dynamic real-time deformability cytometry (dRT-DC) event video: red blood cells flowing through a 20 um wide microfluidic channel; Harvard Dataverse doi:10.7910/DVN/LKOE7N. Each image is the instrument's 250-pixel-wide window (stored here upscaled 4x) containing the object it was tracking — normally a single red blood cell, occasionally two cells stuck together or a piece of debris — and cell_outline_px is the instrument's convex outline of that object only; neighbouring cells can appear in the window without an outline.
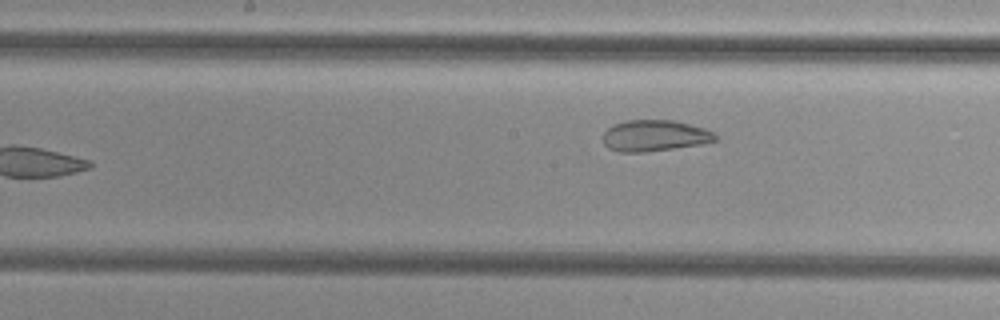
{"species": "common noctule bat (a hibernating species)", "species_latin": "Nyctalus noctula", "temperature_condition": "cold", "stored_images_in_passage": 8, "camera_frame_rate_fps": 3000, "um_per_image_px": 0.085, "animal": {"sex": "female", "body_mass_g": 29.2, "forearm_length_mm": 56.3}, "frame": {"image": 1, "passage_image": 8, "time_ms": 10.333, "image_size_px": [1000, 320], "cell_outline_px": [[716, 140], [700, 144], [644, 152], [620, 152], [608, 148], [604, 144], [604, 132], [612, 124], [628, 120], [676, 120], [704, 128], [712, 132], [716, 136]], "centroid_in_image_um": [55.61, 11.52], "position_along_channel_um": 192.6, "area_um2": 20.29}}